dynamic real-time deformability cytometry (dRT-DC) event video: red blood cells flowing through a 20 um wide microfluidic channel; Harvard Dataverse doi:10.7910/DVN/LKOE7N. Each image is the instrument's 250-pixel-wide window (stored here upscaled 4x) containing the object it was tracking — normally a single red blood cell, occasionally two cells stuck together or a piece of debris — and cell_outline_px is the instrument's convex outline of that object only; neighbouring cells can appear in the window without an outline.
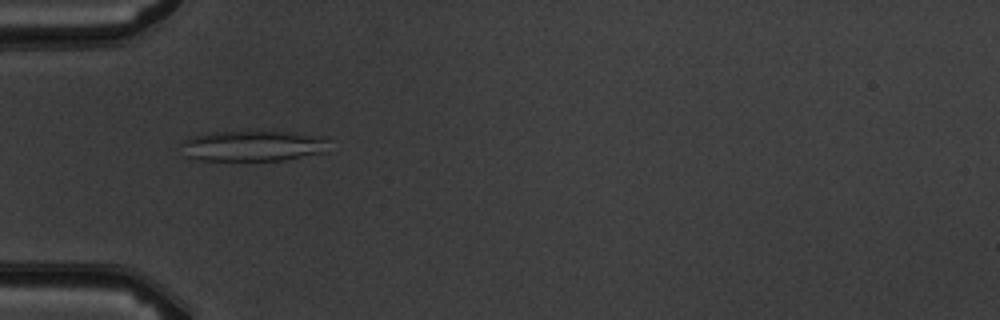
{"species": "common noctule bat (a hibernating species)", "species_latin": "Nyctalus noctula", "temperature_condition": "warm", "stored_images_in_passage": 7, "camera_frame_rate_fps": 3000, "um_per_image_px": 0.085, "animal": {"sex": "male", "body_mass_g": 19.5, "forearm_length_mm": 54.6}, "frame": {"image": 1, "passage_image": 4, "time_ms": 3.667, "image_size_px": [1000, 320], "cell_outline_px": [[328, 140], [324, 152], [284, 160], [200, 160], [184, 156], [184, 140], [192, 136], [208, 132], [296, 132], [328, 136]], "centroid_in_image_um": [21.54, 12.39], "position_along_channel_um": 63.5, "area_um2": 26.3}}
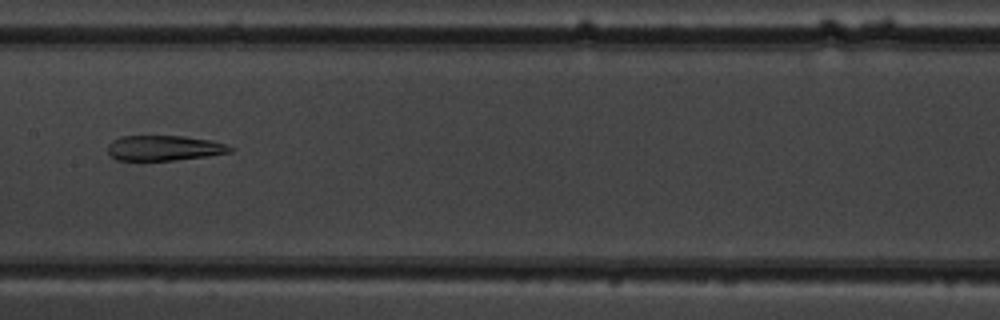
{"frame": {"image": 2, "passage_image": 7, "time_ms": 7.0, "image_size_px": [1000, 320], "cell_outline_px": [[236, 148], [232, 152], [208, 156], [176, 160], [116, 160], [108, 152], [108, 144], [112, 140], [120, 136], [184, 136], [212, 140]], "centroid_in_image_um": [13.98, 12.58], "position_along_channel_um": 193.4, "area_um2": 18.09}}